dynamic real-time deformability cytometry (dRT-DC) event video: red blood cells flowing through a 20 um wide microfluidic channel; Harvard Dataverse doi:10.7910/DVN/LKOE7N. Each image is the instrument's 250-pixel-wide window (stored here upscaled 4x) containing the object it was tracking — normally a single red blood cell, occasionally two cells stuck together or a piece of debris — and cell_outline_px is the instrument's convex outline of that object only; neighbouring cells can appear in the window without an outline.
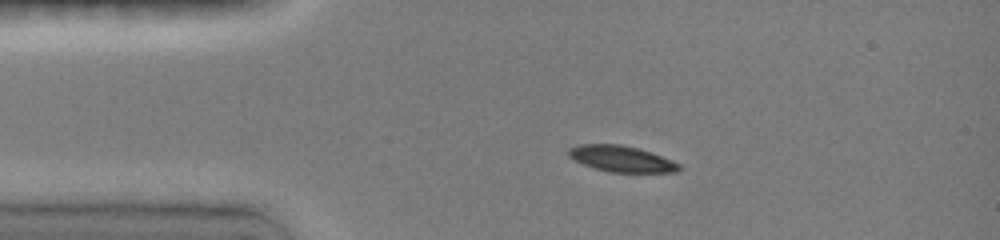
{"species": "common noctule bat (a hibernating species)", "species_latin": "Nyctalus noctula", "temperature_condition": "room temperature", "stored_images_in_passage": 9, "camera_frame_rate_fps": 3000, "um_per_image_px": 0.085, "animal": {"sex": "female", "body_mass_g": 19.0, "forearm_length_mm": 51.5}, "frame": {"image": 1, "passage_image": 1, "time_ms": 0.0, "image_size_px": [1000, 240], "cell_outline_px": [[680, 172], [608, 172], [584, 164], [568, 156], [568, 148], [576, 144], [620, 144], [652, 152], [672, 160], [680, 164]], "centroid_in_image_um": [52.83, 13.49], "position_along_channel_um": 32.2, "area_um2": 16.76}}
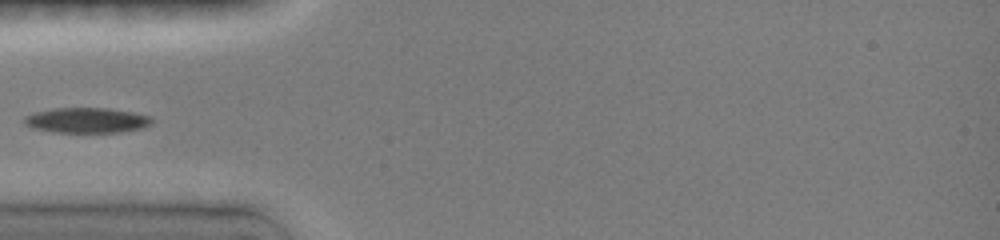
{"frame": {"image": 2, "passage_image": 3, "time_ms": 2.0, "image_size_px": [1000, 240], "cell_outline_px": [[152, 124], [144, 128], [120, 132], [56, 132], [32, 128], [24, 124], [24, 116], [32, 112], [52, 108], [108, 108], [132, 112], [152, 116]], "centroid_in_image_um": [7.37, 10.22], "position_along_channel_um": 77.6, "area_um2": 18.96}}